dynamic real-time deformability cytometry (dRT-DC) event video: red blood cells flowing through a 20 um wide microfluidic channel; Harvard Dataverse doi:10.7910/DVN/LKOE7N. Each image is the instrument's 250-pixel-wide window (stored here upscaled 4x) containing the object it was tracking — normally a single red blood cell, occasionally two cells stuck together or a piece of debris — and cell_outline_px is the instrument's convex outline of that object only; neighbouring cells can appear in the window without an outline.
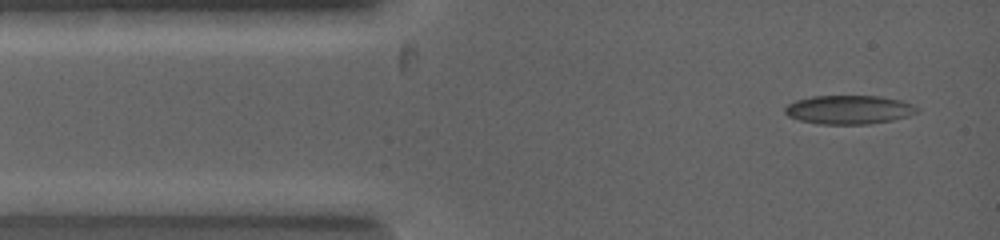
{"species": "common noctule bat (a hibernating species)", "species_latin": "Nyctalus noctula", "temperature_condition": "warm", "stored_images_in_passage": 7, "camera_frame_rate_fps": 5000, "um_per_image_px": 0.085, "animal": {"sex": "female", "body_mass_g": 19.0, "forearm_length_mm": 53.3}, "frame": {"image": 1, "passage_image": 2, "time_ms": 0.2, "image_size_px": [1000, 240], "cell_outline_px": [[920, 112], [908, 116], [892, 120], [868, 124], [820, 124], [800, 120], [788, 116], [784, 112], [784, 108], [788, 104], [796, 100], [812, 96], [880, 96], [900, 100], [912, 104], [920, 108]], "centroid_in_image_um": [72.18, 9.32], "position_along_channel_um": 12.8, "area_um2": 22.25}}
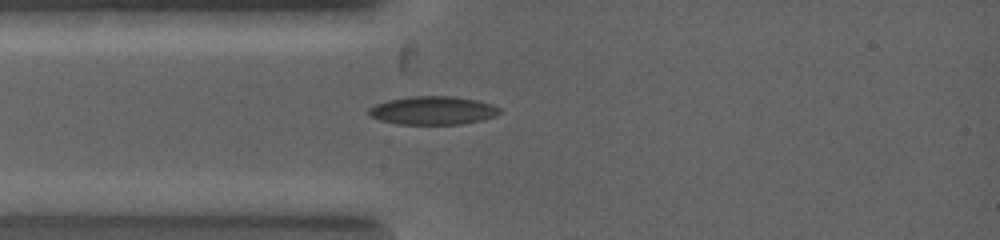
{"frame": {"image": 2, "passage_image": 6, "time_ms": 1.6, "image_size_px": [1000, 240], "cell_outline_px": [[500, 112], [496, 116], [480, 120], [460, 124], [396, 124], [380, 120], [368, 116], [368, 108], [376, 104], [388, 100], [412, 96], [452, 96], [476, 100], [492, 104], [500, 108]], "centroid_in_image_um": [36.77, 9.39], "position_along_channel_um": 48.2, "area_um2": 21.62}}